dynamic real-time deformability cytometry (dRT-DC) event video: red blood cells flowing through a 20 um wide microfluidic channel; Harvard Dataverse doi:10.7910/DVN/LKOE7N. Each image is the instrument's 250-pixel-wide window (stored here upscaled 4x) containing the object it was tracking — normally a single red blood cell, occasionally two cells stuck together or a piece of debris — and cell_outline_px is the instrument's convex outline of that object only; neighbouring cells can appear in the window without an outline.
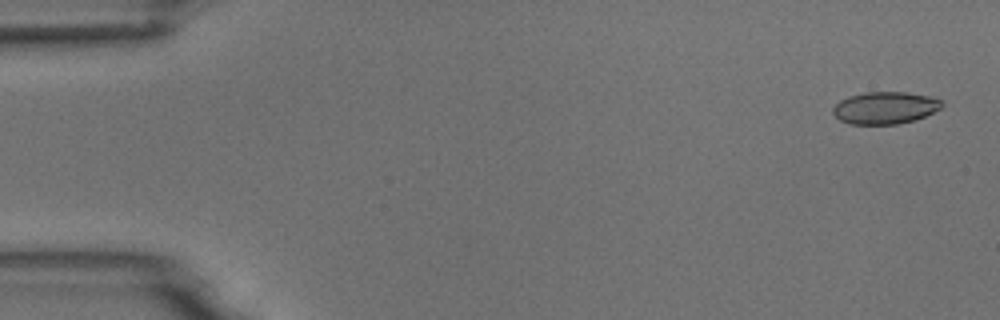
{"species": "common noctule bat (a hibernating species)", "species_latin": "Nyctalus noctula", "temperature_condition": "room temperature", "stored_images_in_passage": 6, "segment_of_instrument_passage": [1, 2], "camera_frame_rate_fps": 3000, "um_per_image_px": 0.085, "animal": {"sex": "male", "body_mass_g": 18.8}, "frame": {"image": 1, "passage_image": 1, "time_ms": 0.0, "image_size_px": [1000, 320], "cell_outline_px": [[944, 104], [940, 108], [916, 120], [896, 124], [848, 124], [840, 120], [832, 112], [832, 108], [840, 100], [848, 96], [864, 92], [904, 92], [928, 96], [940, 100]], "centroid_in_image_um": [75.19, 9.17], "position_along_channel_um": 9.8, "area_um2": 20.35}}
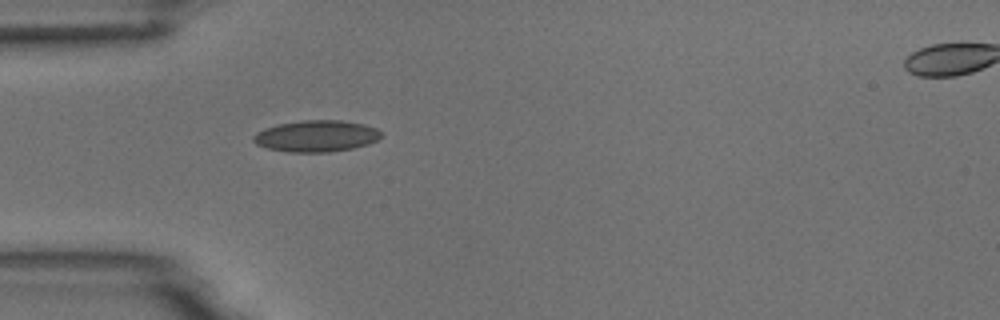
{"frame": {"image": 2, "passage_image": 5, "time_ms": 4.667, "image_size_px": [1000, 320], "cell_outline_px": [[380, 136], [376, 140], [368, 144], [352, 148], [328, 152], [288, 152], [268, 148], [256, 144], [252, 140], [252, 136], [256, 132], [264, 128], [280, 124], [300, 120], [340, 120], [364, 124], [376, 128], [380, 132]], "centroid_in_image_um": [26.85, 11.56], "position_along_channel_um": 58.2, "area_um2": 23.35}}